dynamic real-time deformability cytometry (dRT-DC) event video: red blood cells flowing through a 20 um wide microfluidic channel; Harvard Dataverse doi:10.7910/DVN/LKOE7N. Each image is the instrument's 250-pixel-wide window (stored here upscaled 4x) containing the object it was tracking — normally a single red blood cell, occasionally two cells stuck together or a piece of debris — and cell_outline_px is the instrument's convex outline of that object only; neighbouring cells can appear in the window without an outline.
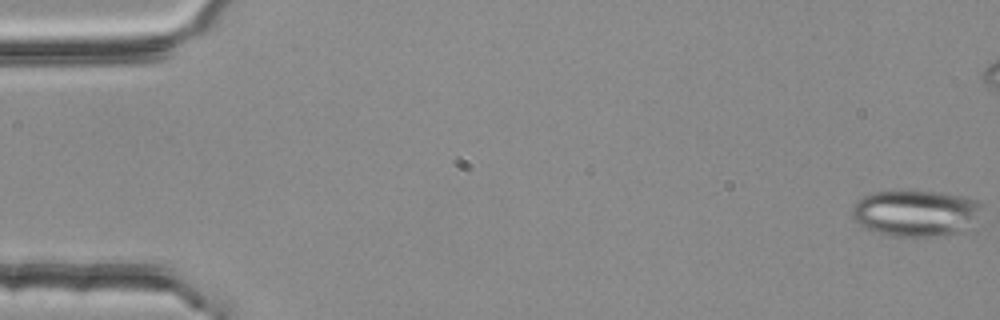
{"species": "common noctule bat (a hibernating species)", "species_latin": "Nyctalus noctula", "temperature_condition": "room temperature", "stored_images_in_passage": 55, "camera_frame_rate_fps": 3000, "um_per_image_px": 0.085, "animal": {"sex": "female", "body_mass_g": 25.1}, "frame": {"image": 1, "passage_image": 1, "time_ms": 0.0, "image_size_px": [1000, 320], "cell_outline_px": [[984, 204], [956, 232], [936, 236], [888, 236], [876, 232], [860, 224], [852, 216], [852, 208], [864, 196], [872, 192], [940, 192], [964, 196], [980, 200]], "centroid_in_image_um": [77.75, 18.1], "position_along_channel_um": 7.2, "area_um2": 33.7}}
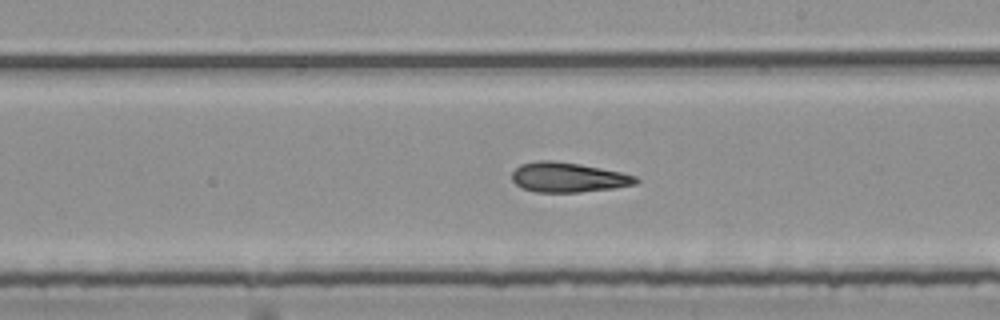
{"frame": {"image": 2, "passage_image": 32, "time_ms": 10.333, "image_size_px": [1000, 320], "cell_outline_px": [[640, 180], [636, 184], [612, 188], [580, 192], [536, 192], [524, 188], [516, 184], [512, 180], [512, 172], [520, 164], [536, 160], [552, 160], [580, 164], [620, 172], [636, 176]], "centroid_in_image_um": [48.27, 15.06], "position_along_channel_um": 240.7, "area_um2": 21.44}}
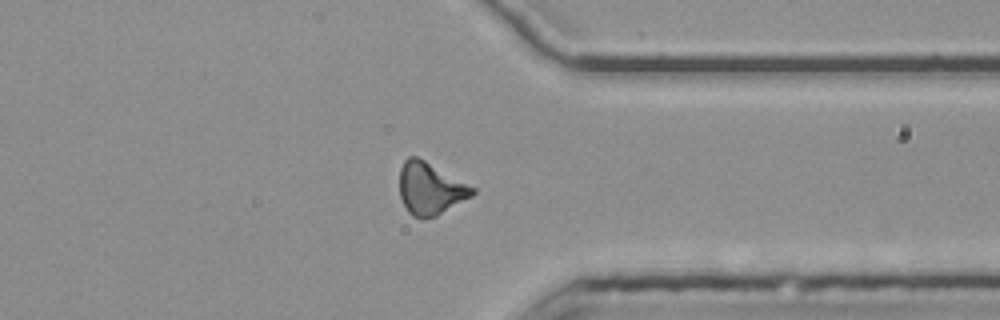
{"frame": {"image": 3, "passage_image": 43, "time_ms": 14.0, "image_size_px": [1000, 320], "cell_outline_px": [[476, 192], [472, 196], [436, 216], [420, 220], [412, 216], [408, 212], [400, 196], [400, 168], [404, 160], [408, 156], [416, 156], [424, 160], [476, 188]], "centroid_in_image_um": [36.56, 16.04], "position_along_channel_um": 374.8, "area_um2": 22.14}, "authors_computed_cell_mechanics": {"area_um2": 21.964, "velocity_mm_per_s": 3.7956, "shape_relaxation_time_tau1_ms": null, "shape_relaxation_time_tau2_ms": 5.4769, "deformation_change_tau1": null, "deformation_change_tau2": 0.1625}}